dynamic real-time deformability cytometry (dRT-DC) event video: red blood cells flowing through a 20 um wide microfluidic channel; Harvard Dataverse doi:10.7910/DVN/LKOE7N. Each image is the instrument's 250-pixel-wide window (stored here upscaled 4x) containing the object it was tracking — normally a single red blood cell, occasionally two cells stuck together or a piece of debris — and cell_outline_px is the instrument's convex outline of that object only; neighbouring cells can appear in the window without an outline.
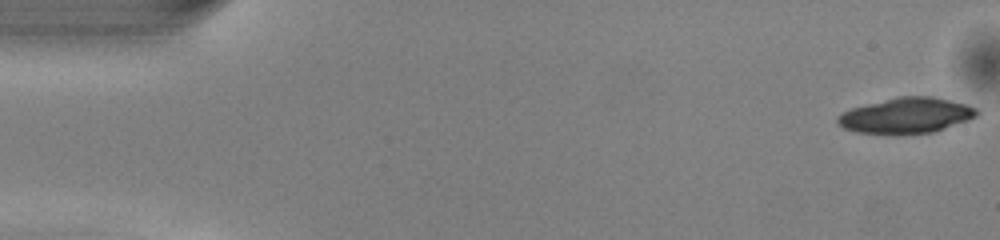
{"species": "common noctule bat (a hibernating species)", "species_latin": "Nyctalus noctula", "temperature_condition": "warm", "stored_images_in_passage": 49, "camera_frame_rate_fps": 3000, "um_per_image_px": 0.085, "animal": {"sex": "male", "body_mass_g": 13.0, "forearm_length_mm": 53.1}, "frame": {"image": 1, "passage_image": 1, "time_ms": 0.0, "image_size_px": [1000, 240], "cell_outline_px": [[980, 112], [976, 116], [968, 120], [932, 132], [856, 132], [844, 128], [836, 124], [836, 116], [852, 108], [896, 96], [932, 96], [968, 104], [976, 108]], "centroid_in_image_um": [77.04, 9.78], "position_along_channel_um": 8.0, "area_um2": 28.26}}